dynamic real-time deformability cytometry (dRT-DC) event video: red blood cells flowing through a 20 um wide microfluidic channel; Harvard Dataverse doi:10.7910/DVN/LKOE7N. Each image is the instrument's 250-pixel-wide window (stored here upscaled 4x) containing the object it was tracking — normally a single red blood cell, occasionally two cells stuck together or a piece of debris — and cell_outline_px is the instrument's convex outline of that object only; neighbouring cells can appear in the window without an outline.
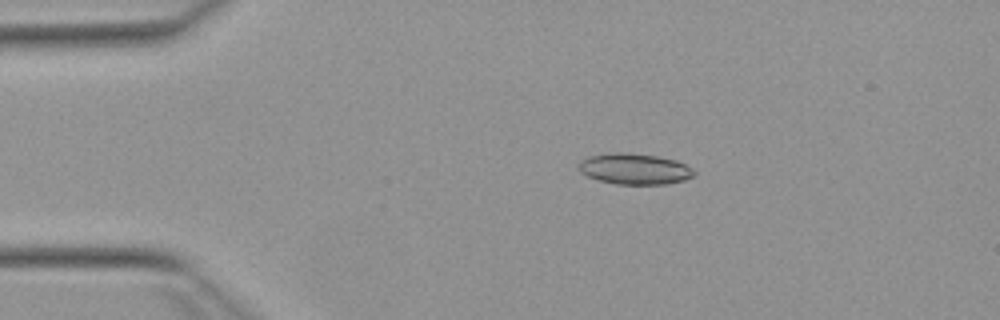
{"species": "Egyptian fruit bat (a non-hibernating species)", "species_latin": "Rousettus aegyptiacus", "temperature_condition": "warm", "stored_images_in_passage": 47, "camera_frame_rate_fps": 3000, "um_per_image_px": 0.085, "animal": {"sex": "female"}, "frame": {"image": 1, "passage_image": 5, "time_ms": 1.333, "image_size_px": [1000, 320], "cell_outline_px": [[696, 172], [692, 176], [684, 180], [668, 184], [616, 184], [600, 180], [588, 176], [580, 172], [576, 164], [580, 160], [588, 156], [612, 152], [624, 152], [656, 156], [676, 160], [692, 168]], "centroid_in_image_um": [53.9, 14.35], "position_along_channel_um": 31.1, "area_um2": 20.87}}
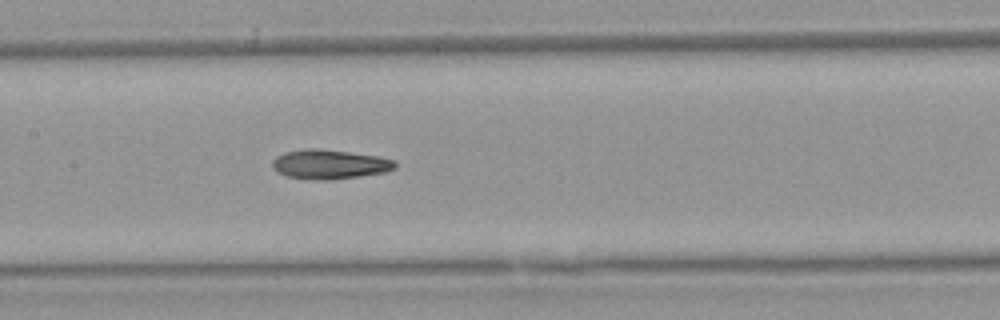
{"frame": {"image": 2, "passage_image": 20, "time_ms": 6.333, "image_size_px": [1000, 320], "cell_outline_px": [[396, 168], [388, 172], [332, 180], [320, 180], [284, 176], [276, 172], [272, 168], [272, 160], [276, 156], [284, 152], [308, 148], [320, 148], [380, 156], [396, 160]], "centroid_in_image_um": [28.02, 13.96], "position_along_channel_um": 179.4, "area_um2": 21.44}}
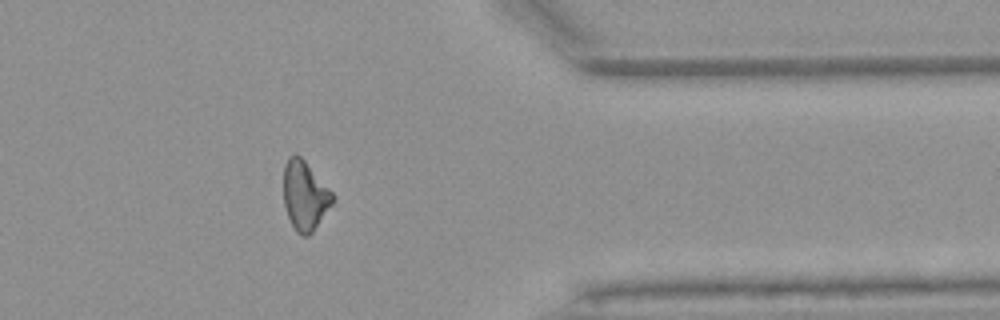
{"frame": {"image": 3, "passage_image": 37, "time_ms": 12.0, "image_size_px": [1000, 320], "cell_outline_px": [[332, 204], [312, 232], [308, 236], [304, 236], [296, 232], [288, 216], [284, 204], [284, 164], [288, 156], [296, 152], [304, 160], [332, 192]], "centroid_in_image_um": [25.88, 16.6], "position_along_channel_um": 385.5, "area_um2": 19.48}, "authors_computed_cell_mechanics": {"area_um2": 20.5768, "velocity_mm_per_s": 3.9327, "shape_relaxation_time_tau1_ms": 7.218, "shape_relaxation_time_tau2_ms": 3.9841, "deformation_change_tau1": 0.2096, "deformation_change_tau2": 0.1225}}